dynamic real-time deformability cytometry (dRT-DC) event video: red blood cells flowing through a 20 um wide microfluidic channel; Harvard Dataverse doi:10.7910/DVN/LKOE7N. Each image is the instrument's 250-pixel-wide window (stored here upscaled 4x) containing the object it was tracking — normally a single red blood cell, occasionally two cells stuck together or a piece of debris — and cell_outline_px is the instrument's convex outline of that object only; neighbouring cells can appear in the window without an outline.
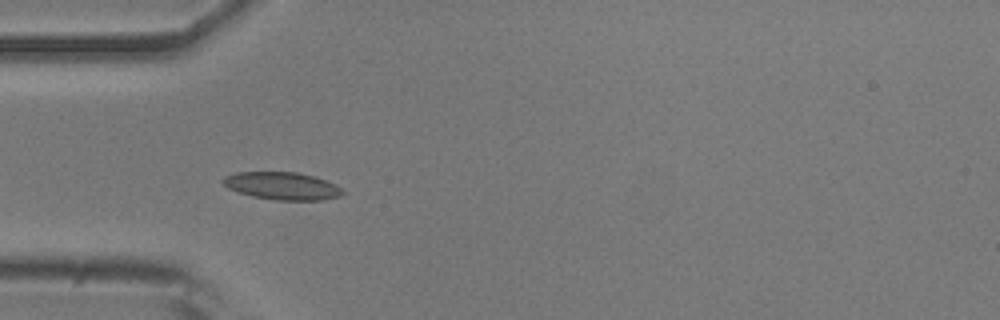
{"species": "common noctule bat (a hibernating species)", "species_latin": "Nyctalus noctula", "temperature_condition": "room temperature", "stored_images_in_passage": 39, "camera_frame_rate_fps": 3000, "um_per_image_px": 0.085, "animal": {"sex": "male", "body_mass_g": 20.5, "forearm_length_mm": 52.5}, "frame": {"image": 1, "passage_image": 1, "time_ms": 0.0, "image_size_px": [1000, 320], "cell_outline_px": [[344, 192], [340, 196], [324, 200], [276, 200], [252, 196], [228, 188], [220, 180], [224, 176], [236, 172], [296, 172], [312, 176], [336, 184]], "centroid_in_image_um": [23.97, 15.8], "position_along_channel_um": 61.0, "area_um2": 19.13}}
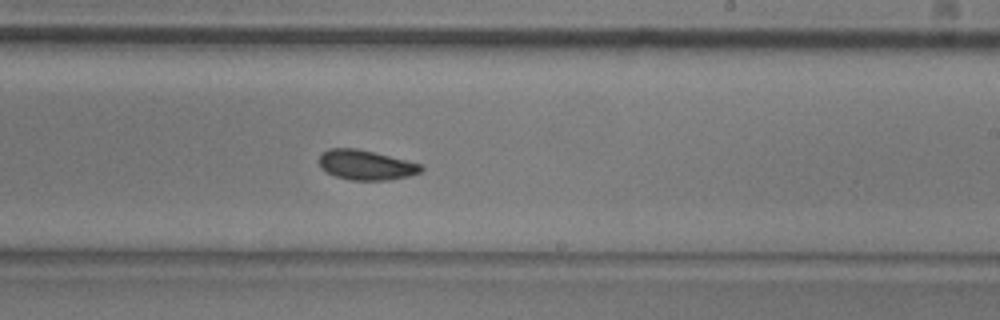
{"frame": {"image": 2, "passage_image": 17, "time_ms": 5.333, "image_size_px": [1000, 320], "cell_outline_px": [[424, 168], [420, 172], [408, 176], [388, 180], [352, 180], [336, 176], [320, 168], [320, 156], [328, 148], [356, 148], [420, 164]], "centroid_in_image_um": [31.08, 14.03], "position_along_channel_um": 257.9, "area_um2": 17.34}}
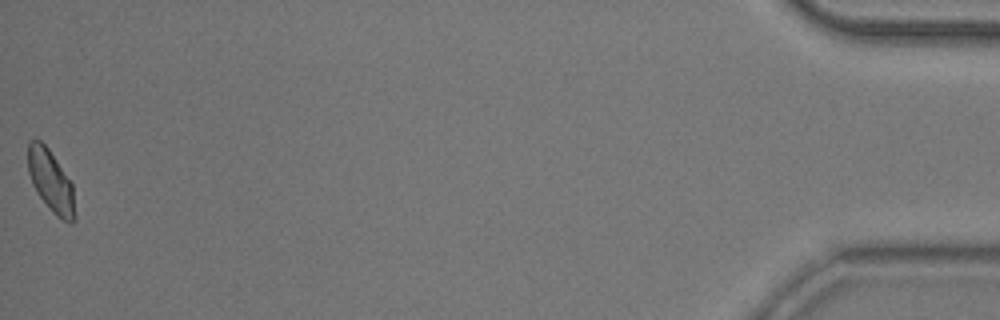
{"frame": {"image": 3, "passage_image": 39, "time_ms": 12.667, "image_size_px": [1000, 320], "cell_outline_px": [[76, 220], [72, 224], [56, 216], [52, 212], [36, 192], [32, 184], [28, 172], [28, 140], [40, 140], [48, 148], [72, 184], [76, 216]], "centroid_in_image_um": [4.32, 15.43], "position_along_channel_um": 430.9, "area_um2": 16.94}, "authors_computed_cell_mechanics": {"area_um2": 17.5134, "velocity_mm_per_s": 3.7057, "shape_relaxation_time_tau1_ms": 8.3488, "shape_relaxation_time_tau2_ms": 2.7008, "deformation_change_tau1": 0.115, "deformation_change_tau2": 0.0792}}